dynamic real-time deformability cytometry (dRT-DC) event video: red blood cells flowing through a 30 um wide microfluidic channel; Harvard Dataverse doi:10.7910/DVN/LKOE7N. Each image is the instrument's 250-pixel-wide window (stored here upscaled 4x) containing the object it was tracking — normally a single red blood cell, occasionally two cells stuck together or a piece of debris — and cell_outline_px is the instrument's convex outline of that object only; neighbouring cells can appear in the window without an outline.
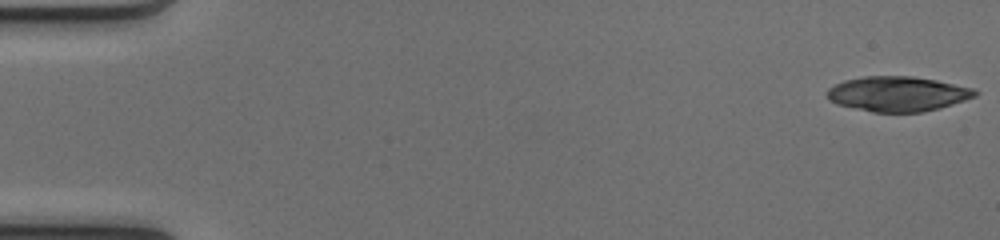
{"species": "common noctule bat (a hibernating species)", "species_latin": "Nyctalus noctula", "temperature_condition": "cold", "stored_images_in_passage": 50, "camera_frame_rate_fps": 3000, "um_per_image_px": 0.085, "animal": {"sex": "female", "body_mass_g": 17.0, "forearm_length_mm": 48.0}, "frame": {"image": 1, "passage_image": 1, "time_ms": 0.0, "image_size_px": [1000, 240], "cell_outline_px": [[980, 92], [976, 96], [940, 108], [920, 112], [872, 112], [836, 104], [828, 100], [828, 88], [844, 80], [864, 76], [912, 76], [936, 80], [972, 88]], "centroid_in_image_um": [76.29, 7.98], "position_along_channel_um": 8.7, "area_um2": 30.06}}
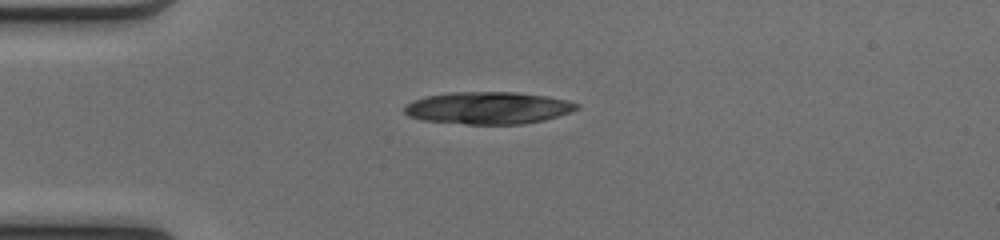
{"frame": {"image": 2, "passage_image": 13, "time_ms": 4.0, "image_size_px": [1000, 240], "cell_outline_px": [[580, 108], [544, 120], [520, 124], [468, 124], [424, 120], [408, 116], [404, 112], [404, 104], [412, 100], [428, 96], [452, 92], [512, 92], [548, 96], [568, 100], [580, 104]], "centroid_in_image_um": [41.48, 9.17], "position_along_channel_um": 43.5, "area_um2": 32.25}}